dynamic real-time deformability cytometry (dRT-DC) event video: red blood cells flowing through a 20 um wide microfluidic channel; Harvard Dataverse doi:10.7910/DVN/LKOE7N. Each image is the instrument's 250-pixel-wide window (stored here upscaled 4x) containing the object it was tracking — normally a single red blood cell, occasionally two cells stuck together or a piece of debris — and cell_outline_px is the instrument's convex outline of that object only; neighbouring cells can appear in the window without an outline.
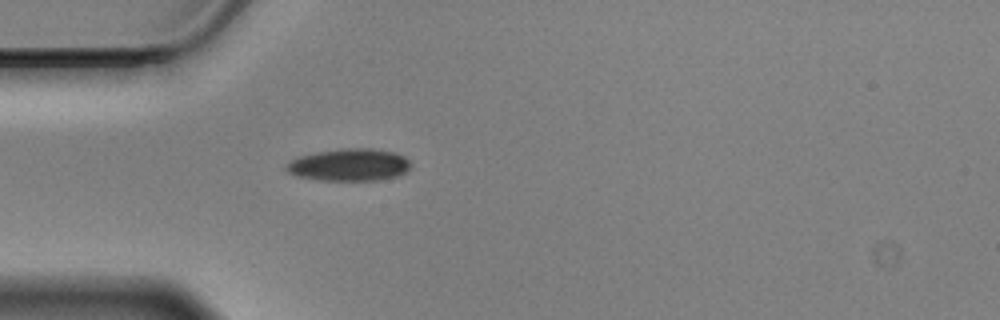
{"species": "Egyptian fruit bat (a non-hibernating species)", "species_latin": "Rousettus aegyptiacus", "temperature_condition": "cold", "stored_images_in_passage": 39, "camera_frame_rate_fps": 3000, "um_per_image_px": 0.085, "animal": {"sex": "male"}, "frame": {"image": 1, "passage_image": 1, "time_ms": 0.0, "image_size_px": [1000, 320], "cell_outline_px": [[412, 164], [404, 172], [396, 176], [376, 180], [316, 180], [296, 176], [288, 172], [284, 168], [284, 164], [300, 156], [316, 152], [340, 148], [372, 148], [396, 152], [404, 156]], "centroid_in_image_um": [29.65, 14.0], "position_along_channel_um": 55.3, "area_um2": 23.52}}
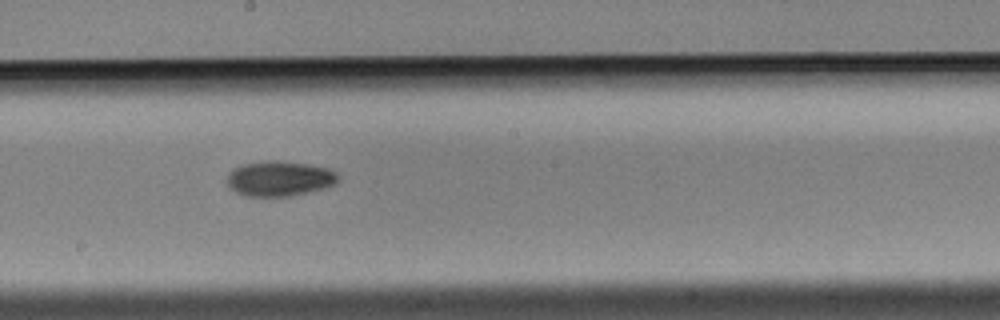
{"frame": {"image": 2, "passage_image": 16, "time_ms": 5.0, "image_size_px": [1000, 320], "cell_outline_px": [[340, 176], [336, 184], [328, 188], [292, 196], [244, 196], [236, 192], [228, 184], [228, 172], [232, 168], [244, 164], [268, 160], [276, 160], [304, 164], [328, 168], [336, 172]], "centroid_in_image_um": [23.79, 15.19], "position_along_channel_um": 224.4, "area_um2": 22.89}}
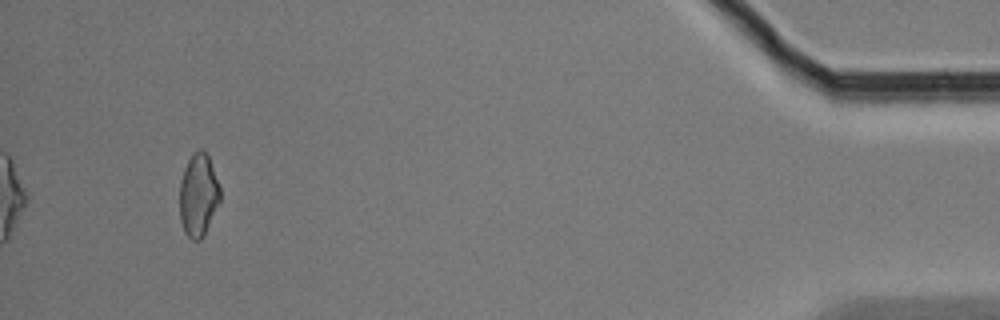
{"frame": {"image": 3, "passage_image": 39, "time_ms": 12.667, "image_size_px": [1000, 320], "cell_outline_px": [[220, 200], [204, 236], [200, 240], [192, 240], [184, 232], [180, 220], [180, 180], [184, 168], [192, 152], [200, 148], [204, 148], [208, 156], [220, 188]], "centroid_in_image_um": [16.85, 16.57], "position_along_channel_um": 418.4, "area_um2": 19.59}, "authors_computed_cell_mechanics": {"area_um2": 20.9814, "velocity_mm_per_s": 3.4779, "shape_relaxation_time_tau1_ms": 4.4019, "shape_relaxation_time_tau2_ms": null, "deformation_change_tau1": 0.1057, "deformation_change_tau2": null}}